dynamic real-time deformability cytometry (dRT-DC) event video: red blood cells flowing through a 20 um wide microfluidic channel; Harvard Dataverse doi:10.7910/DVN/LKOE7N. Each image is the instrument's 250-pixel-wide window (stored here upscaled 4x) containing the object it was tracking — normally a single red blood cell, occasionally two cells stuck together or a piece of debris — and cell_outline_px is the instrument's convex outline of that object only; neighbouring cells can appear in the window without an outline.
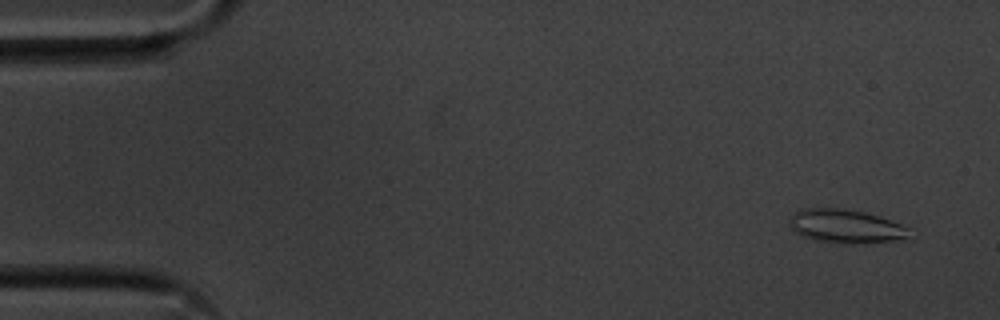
{"species": "common noctule bat (a hibernating species)", "species_latin": "Nyctalus noctula", "temperature_condition": "cold", "stored_images_in_passage": 56, "camera_frame_rate_fps": 3000, "um_per_image_px": 0.085, "animal": {"sex": "male", "body_mass_g": 20.1, "forearm_length_mm": 53.5}, "frame": {"image": 1, "passage_image": 4, "time_ms": 1.0, "image_size_px": [1000, 320], "cell_outline_px": [[908, 240], [816, 240], [804, 236], [796, 232], [792, 228], [788, 220], [800, 208], [840, 208], [864, 212], [880, 216], [900, 224], [908, 228]], "centroid_in_image_um": [71.86, 19.16], "position_along_channel_um": 13.1, "area_um2": 22.14}}
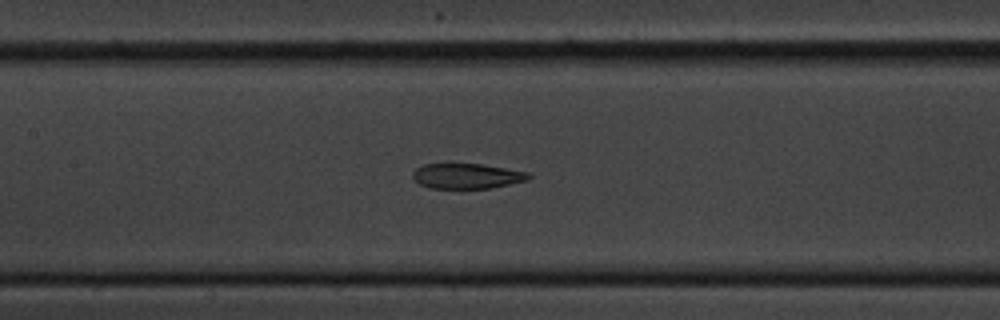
{"frame": {"image": 2, "passage_image": 26, "time_ms": 8.333, "image_size_px": [1000, 320], "cell_outline_px": [[532, 176], [528, 180], [492, 188], [428, 188], [420, 184], [412, 176], [412, 172], [416, 168], [424, 164], [480, 164], [528, 172]], "centroid_in_image_um": [39.68, 14.97], "position_along_channel_um": 167.7, "area_um2": 16.94}}
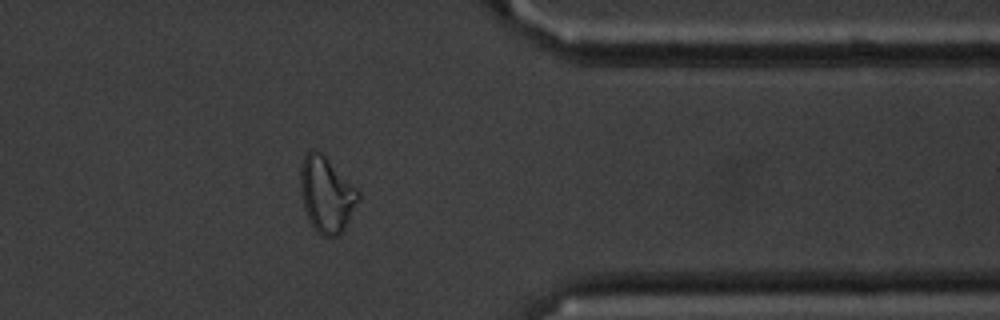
{"frame": {"image": 3, "passage_image": 45, "time_ms": 14.667, "image_size_px": [1000, 320], "cell_outline_px": [[360, 200], [344, 228], [336, 236], [324, 236], [316, 232], [304, 208], [300, 196], [300, 164], [304, 156], [312, 148], [316, 148], [360, 192]], "centroid_in_image_um": [27.73, 16.52], "position_along_channel_um": 383.7, "area_um2": 25.32}, "authors_computed_cell_mechanics": {"area_um2": 20.4323, "velocity_mm_per_s": 3.611, "shape_relaxation_time_tau1_ms": null, "shape_relaxation_time_tau2_ms": 4.5062, "deformation_change_tau1": null, "deformation_change_tau2": 0.1315}}